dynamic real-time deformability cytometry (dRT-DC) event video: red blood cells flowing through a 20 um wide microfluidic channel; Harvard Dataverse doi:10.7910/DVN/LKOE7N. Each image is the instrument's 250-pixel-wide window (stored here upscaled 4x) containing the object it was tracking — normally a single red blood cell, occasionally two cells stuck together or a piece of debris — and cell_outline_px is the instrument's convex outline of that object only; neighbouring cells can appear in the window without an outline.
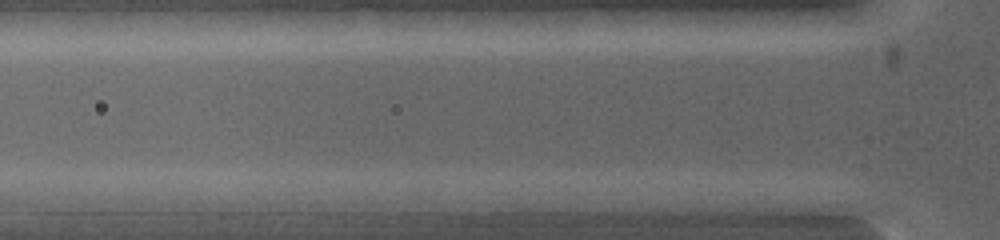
{"species": "common noctule bat (a hibernating species)", "species_latin": "Nyctalus noctula", "temperature_condition": "warm", "stored_images_in_passage": 5, "segment_of_instrument_passage": [2, 2], "camera_frame_rate_fps": 5000, "um_per_image_px": 0.085, "animal": {"sex": "female", "body_mass_g": 19.0, "forearm_length_mm": 53.3}, "frame": {"image": 1, "passage_image": 5, "time_ms": 2.0, "image_size_px": [1000, 240], "cell_outline_px": [[600, 200], [576, 212], [496, 212], [492, 200], [500, 192], [576, 192]], "centroid_in_image_um": [46.04, 17.17], "position_along_channel_um": 79.8, "area_um2": 13.47}}